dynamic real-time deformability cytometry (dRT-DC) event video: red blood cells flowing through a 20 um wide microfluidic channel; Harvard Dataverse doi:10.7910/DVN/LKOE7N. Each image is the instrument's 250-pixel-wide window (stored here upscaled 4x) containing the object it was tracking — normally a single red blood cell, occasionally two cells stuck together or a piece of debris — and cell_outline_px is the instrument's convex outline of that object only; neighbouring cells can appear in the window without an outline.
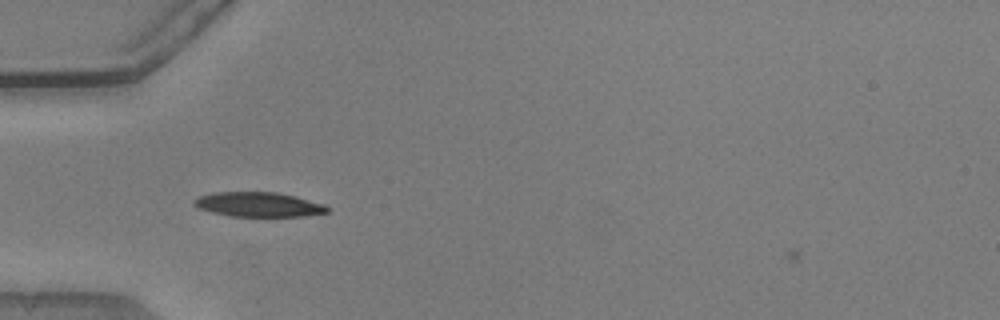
{"species": "common noctule bat (a hibernating species)", "species_latin": "Nyctalus noctula", "temperature_condition": "warm", "stored_images_in_passage": 44, "camera_frame_rate_fps": 3000, "um_per_image_px": 0.085, "animal": {"sex": "male", "body_mass_g": 20.5, "forearm_length_mm": 52.5}, "frame": {"image": 1, "passage_image": 8, "time_ms": 2.333, "image_size_px": [1000, 320], "cell_outline_px": [[328, 212], [304, 216], [228, 216], [196, 208], [192, 204], [192, 200], [200, 196], [212, 192], [276, 192], [324, 204], [328, 208]], "centroid_in_image_um": [21.89, 17.38], "position_along_channel_um": 63.1, "area_um2": 19.02}}
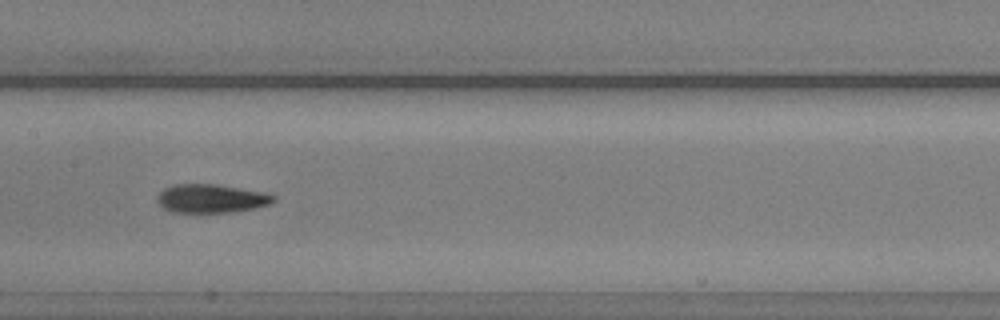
{"frame": {"image": 2, "passage_image": 18, "time_ms": 5.667, "image_size_px": [1000, 320], "cell_outline_px": [[276, 200], [268, 204], [256, 208], [232, 212], [172, 212], [164, 208], [156, 200], [156, 196], [164, 188], [176, 184], [216, 184], [264, 192], [276, 196]], "centroid_in_image_um": [17.95, 16.87], "position_along_channel_um": 189.4, "area_um2": 19.36}}
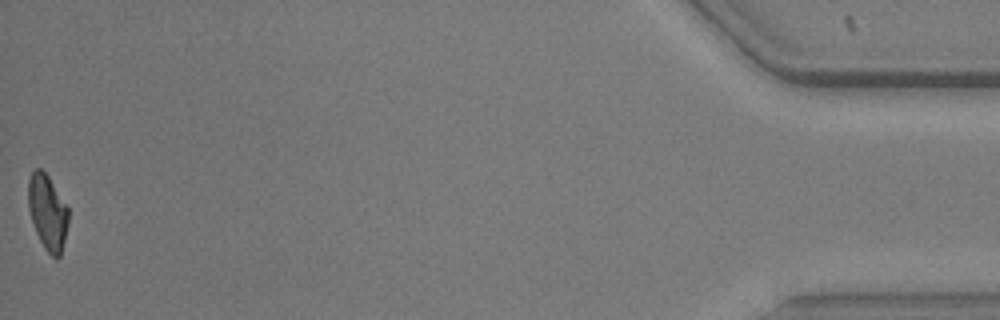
{"frame": {"image": 3, "passage_image": 44, "time_ms": 14.333, "image_size_px": [1000, 320], "cell_outline_px": [[68, 224], [60, 256], [56, 260], [44, 248], [36, 232], [28, 208], [28, 180], [32, 172], [36, 168], [40, 168], [48, 176], [68, 208]], "centroid_in_image_um": [4.03, 18.05], "position_along_channel_um": 431.2, "area_um2": 17.4}, "authors_computed_cell_mechanics": {"area_um2": 19.0162, "velocity_mm_per_s": 3.8411, "shape_relaxation_time_tau1_ms": 6.2392, "shape_relaxation_time_tau2_ms": 2.2277, "deformation_change_tau1": 0.198, "deformation_change_tau2": 0.0791}}